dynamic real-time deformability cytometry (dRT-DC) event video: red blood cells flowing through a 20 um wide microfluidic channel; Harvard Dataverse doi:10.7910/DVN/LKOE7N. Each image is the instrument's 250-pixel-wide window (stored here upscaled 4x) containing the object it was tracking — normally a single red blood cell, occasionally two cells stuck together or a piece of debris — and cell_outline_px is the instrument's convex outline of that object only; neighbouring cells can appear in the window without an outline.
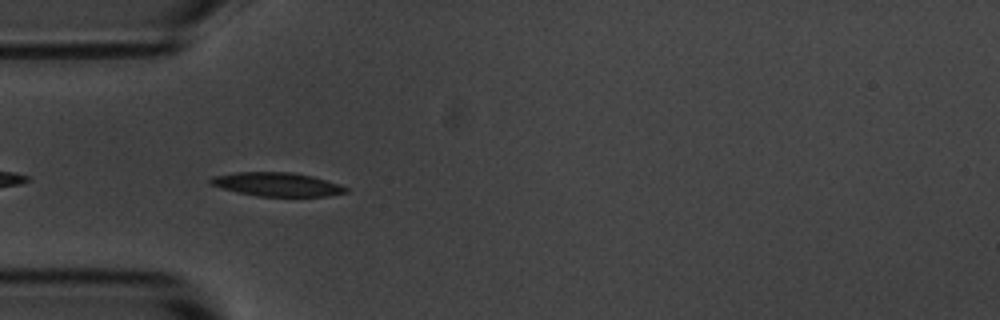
{"species": "common noctule bat (a hibernating species)", "species_latin": "Nyctalus noctula", "temperature_condition": "room temperature", "stored_images_in_passage": 10, "camera_frame_rate_fps": 3000, "um_per_image_px": 0.085, "animal": {"sex": "male", "body_mass_g": 20.1, "forearm_length_mm": 53.5}, "frame": {"image": 1, "passage_image": 5, "time_ms": 4.667, "image_size_px": [1000, 320], "cell_outline_px": [[348, 192], [328, 196], [256, 196], [236, 192], [220, 188], [212, 184], [208, 180], [212, 176], [236, 172], [292, 172], [312, 176], [340, 184], [348, 188]], "centroid_in_image_um": [23.54, 15.67], "position_along_channel_um": 61.5, "area_um2": 18.79}}
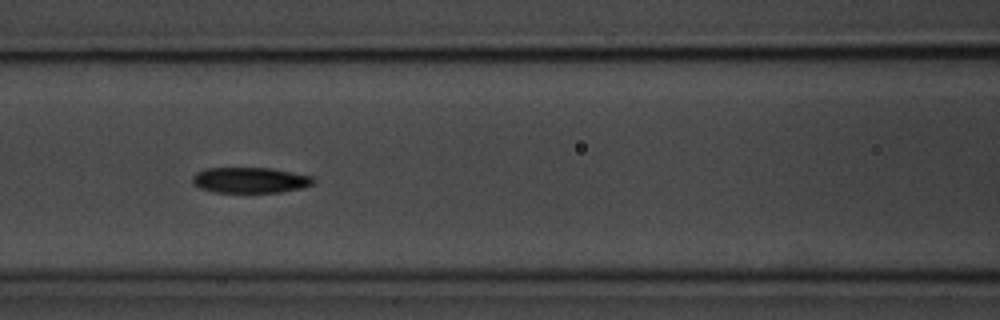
{"frame": {"image": 2, "passage_image": 7, "time_ms": 7.0, "image_size_px": [1000, 320], "cell_outline_px": [[316, 180], [312, 184], [304, 188], [280, 192], [212, 192], [200, 188], [192, 184], [192, 176], [196, 172], [204, 168], [268, 168], [312, 176]], "centroid_in_image_um": [21.23, 15.31], "position_along_channel_um": 145.4, "area_um2": 18.15}}
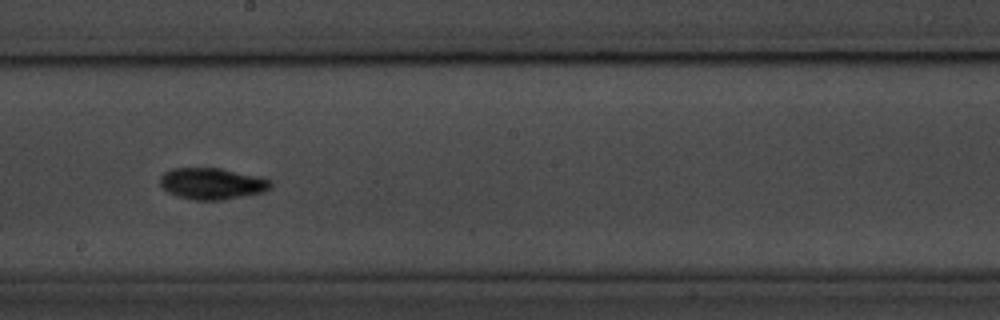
{"frame": {"image": 3, "passage_image": 9, "time_ms": 9.333, "image_size_px": [1000, 320], "cell_outline_px": [[272, 188], [264, 192], [244, 196], [220, 200], [192, 200], [176, 196], [168, 192], [160, 184], [160, 176], [164, 172], [172, 168], [220, 168], [272, 180]], "centroid_in_image_um": [18.01, 15.61], "position_along_channel_um": 230.2, "area_um2": 20.29}}